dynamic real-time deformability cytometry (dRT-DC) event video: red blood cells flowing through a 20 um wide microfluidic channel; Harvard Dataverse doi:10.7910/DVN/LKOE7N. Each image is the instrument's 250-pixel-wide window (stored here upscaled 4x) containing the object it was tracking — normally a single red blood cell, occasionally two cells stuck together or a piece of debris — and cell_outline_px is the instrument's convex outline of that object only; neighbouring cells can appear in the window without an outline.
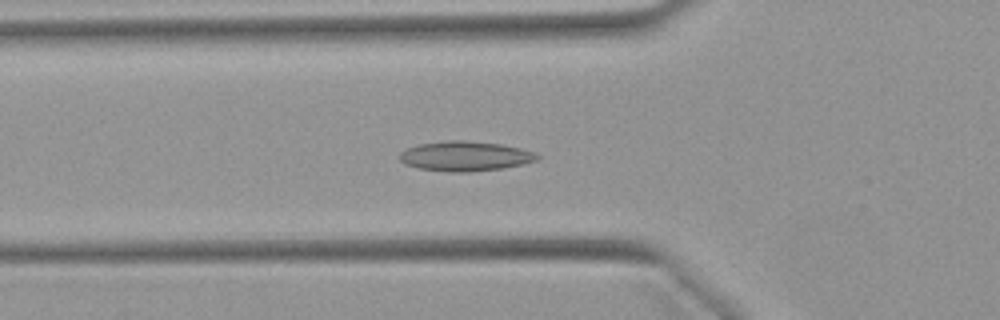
{"species": "Egyptian fruit bat (a non-hibernating species)", "species_latin": "Rousettus aegyptiacus", "temperature_condition": "warm", "stored_images_in_passage": 38, "camera_frame_rate_fps": 3000, "um_per_image_px": 0.085, "animal": {"sex": "female"}, "frame": {"image": 1, "passage_image": 14, "time_ms": 4.333, "image_size_px": [1000, 320], "cell_outline_px": [[540, 156], [536, 160], [520, 164], [500, 168], [468, 172], [452, 172], [420, 168], [404, 164], [400, 160], [400, 152], [408, 148], [420, 144], [448, 140], [464, 140], [500, 144], [520, 148], [532, 152]], "centroid_in_image_um": [39.5, 13.27], "position_along_channel_um": 86.3, "area_um2": 23.47}}
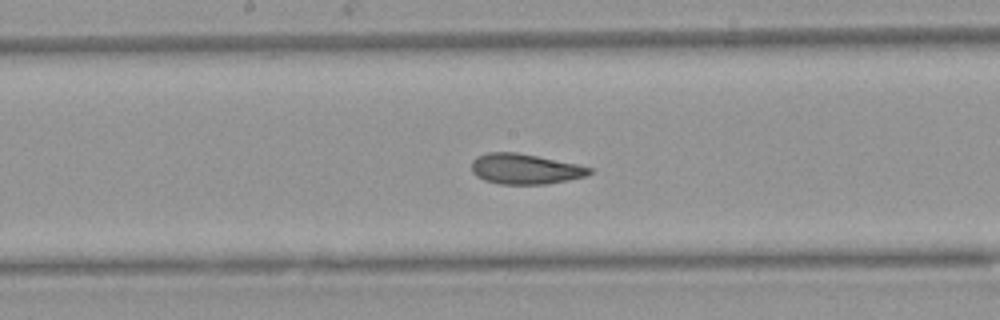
{"frame": {"image": 2, "passage_image": 23, "time_ms": 7.333, "image_size_px": [1000, 320], "cell_outline_px": [[592, 172], [588, 176], [548, 184], [500, 184], [484, 180], [476, 176], [472, 172], [472, 160], [476, 156], [488, 152], [516, 152], [576, 164], [592, 168]], "centroid_in_image_um": [44.61, 14.37], "position_along_channel_um": 203.6, "area_um2": 20.87}}
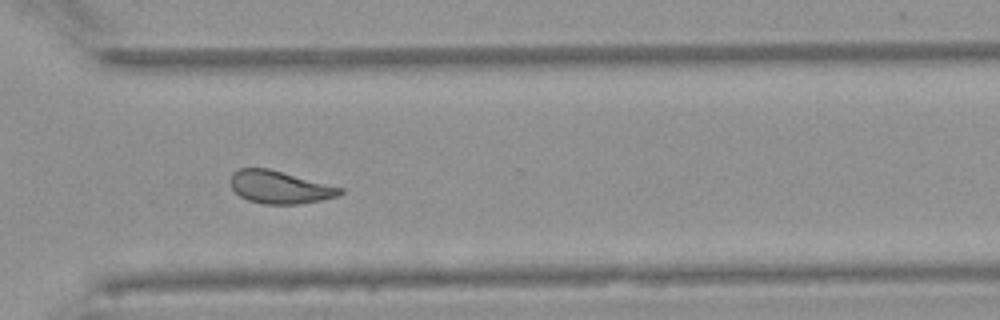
{"frame": {"image": 3, "passage_image": 34, "time_ms": 11.0, "image_size_px": [1000, 320], "cell_outline_px": [[344, 192], [340, 196], [320, 200], [296, 204], [264, 204], [248, 200], [240, 196], [232, 188], [228, 180], [232, 172], [240, 168], [268, 168], [344, 188]], "centroid_in_image_um": [23.76, 15.9], "position_along_channel_um": 346.8, "area_um2": 20.98}, "authors_computed_cell_mechanics": {"area_um2": 21.7039, "velocity_mm_per_s": 3.9086, "shape_relaxation_time_tau1_ms": null, "shape_relaxation_time_tau2_ms": 2.2477, "deformation_change_tau1": null, "deformation_change_tau2": 0.0991}}